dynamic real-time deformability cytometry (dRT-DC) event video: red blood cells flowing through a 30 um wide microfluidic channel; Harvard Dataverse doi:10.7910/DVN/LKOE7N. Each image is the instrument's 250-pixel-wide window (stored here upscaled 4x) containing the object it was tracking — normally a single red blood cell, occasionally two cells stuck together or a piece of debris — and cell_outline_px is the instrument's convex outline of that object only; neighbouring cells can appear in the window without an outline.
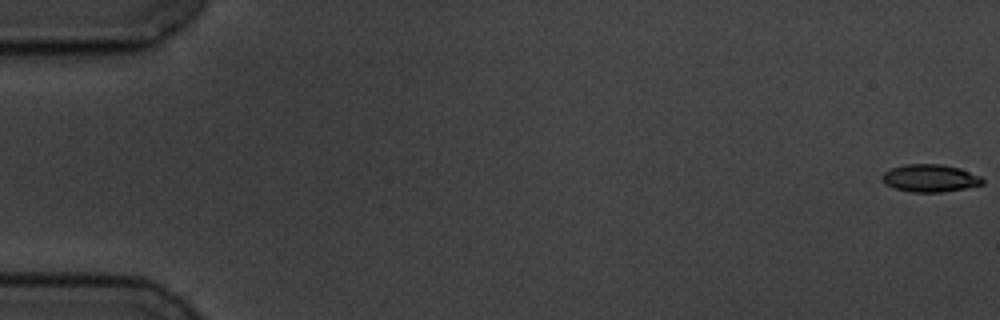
{"species": "common noctule bat (a hibernating species)", "species_latin": "Nyctalus noctula", "temperature_condition": "cold", "stored_images_in_passage": 6, "segment_of_instrument_passage": [1, 2], "camera_frame_rate_fps": 3000, "um_per_image_px": 0.085, "animal": {"sex": "male", "body_mass_g": 19.5, "forearm_length_mm": 54.6}, "frame": {"image": 1, "passage_image": 1, "time_ms": 0.0, "image_size_px": [1000, 320], "cell_outline_px": [[984, 184], [944, 192], [912, 192], [896, 188], [884, 184], [880, 180], [880, 176], [884, 172], [892, 168], [904, 164], [940, 164], [960, 168], [980, 176], [984, 180]], "centroid_in_image_um": [79.03, 15.14], "position_along_channel_um": 6.0, "area_um2": 16.18}}
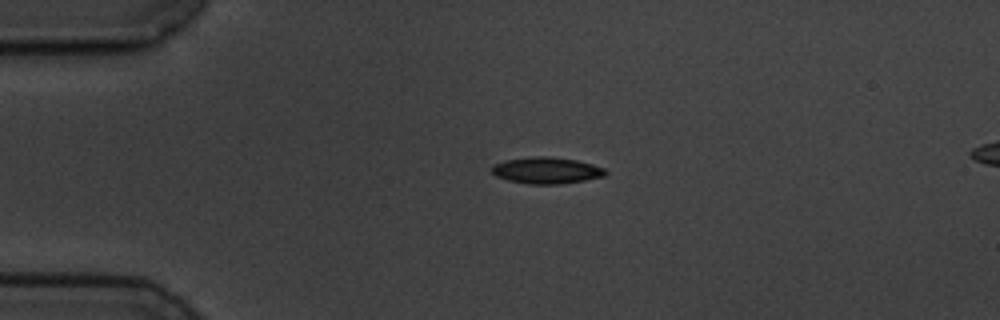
{"frame": {"image": 2, "passage_image": 4, "time_ms": 4.333, "image_size_px": [1000, 320], "cell_outline_px": [[608, 172], [604, 176], [584, 180], [560, 184], [528, 184], [508, 180], [496, 176], [492, 172], [492, 164], [504, 160], [536, 156], [544, 156], [576, 160], [592, 164], [604, 168]], "centroid_in_image_um": [46.43, 14.48], "position_along_channel_um": 38.6, "area_um2": 17.46}}